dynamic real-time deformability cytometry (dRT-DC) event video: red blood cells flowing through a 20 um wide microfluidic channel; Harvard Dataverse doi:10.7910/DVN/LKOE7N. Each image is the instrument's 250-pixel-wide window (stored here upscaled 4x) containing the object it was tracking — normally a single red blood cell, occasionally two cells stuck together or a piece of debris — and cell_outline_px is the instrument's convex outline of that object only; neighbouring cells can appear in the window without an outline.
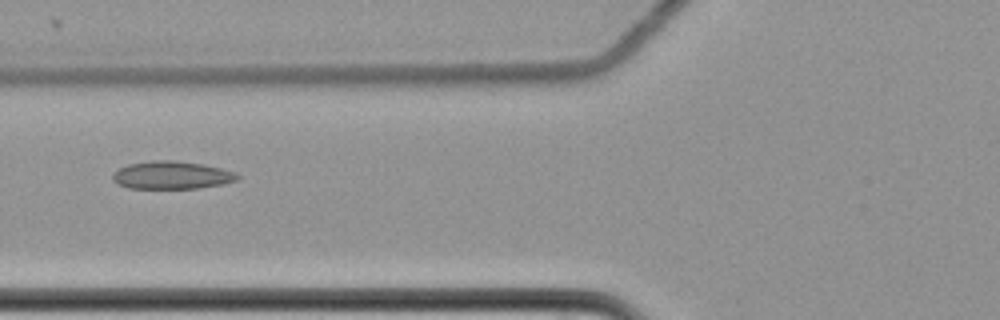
{"species": "common noctule bat (a hibernating species)", "species_latin": "Nyctalus noctula", "temperature_condition": "cold", "stored_images_in_passage": 9, "camera_frame_rate_fps": 3000, "um_per_image_px": 0.085, "animal": {"sex": "female", "body_mass_g": 22.7, "forearm_length_mm": 54.2}, "frame": {"image": 1, "passage_image": 6, "time_ms": 1.667, "image_size_px": [1000, 320], "cell_outline_px": [[240, 176], [236, 180], [224, 184], [196, 188], [128, 188], [116, 184], [112, 180], [112, 172], [128, 164], [152, 160], [172, 160], [204, 164], [236, 172]], "centroid_in_image_um": [14.57, 14.88], "position_along_channel_um": 111.2, "area_um2": 20.35}}
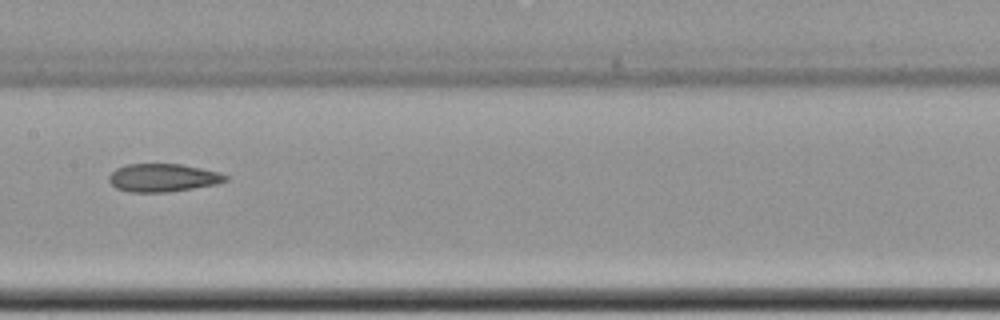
{"frame": {"image": 2, "passage_image": 8, "time_ms": 2.333, "image_size_px": [1000, 320], "cell_outline_px": [[228, 180], [216, 184], [168, 192], [128, 192], [116, 188], [108, 180], [108, 176], [116, 168], [128, 164], [180, 164], [220, 172], [228, 176]], "centroid_in_image_um": [13.83, 15.11], "position_along_channel_um": 193.6, "area_um2": 19.02}}
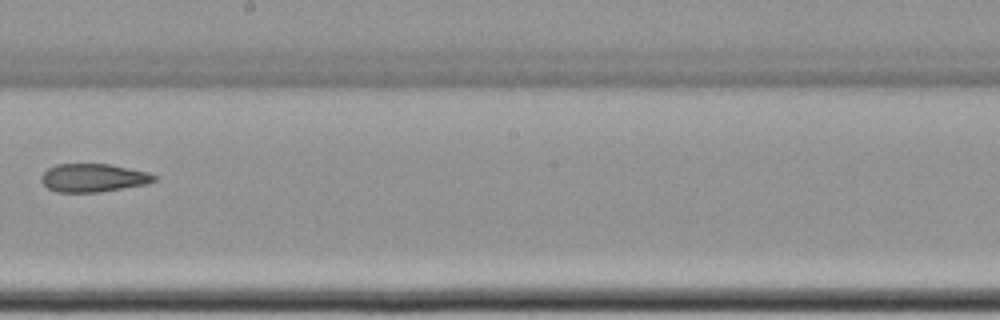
{"frame": {"image": 3, "passage_image": 9, "time_ms": 2.667, "image_size_px": [1000, 320], "cell_outline_px": [[160, 176], [156, 180], [148, 184], [100, 192], [56, 192], [48, 188], [40, 180], [40, 176], [48, 168], [56, 164], [112, 164], [148, 172]], "centroid_in_image_um": [7.96, 15.11], "position_along_channel_um": 240.2, "area_um2": 18.84}}